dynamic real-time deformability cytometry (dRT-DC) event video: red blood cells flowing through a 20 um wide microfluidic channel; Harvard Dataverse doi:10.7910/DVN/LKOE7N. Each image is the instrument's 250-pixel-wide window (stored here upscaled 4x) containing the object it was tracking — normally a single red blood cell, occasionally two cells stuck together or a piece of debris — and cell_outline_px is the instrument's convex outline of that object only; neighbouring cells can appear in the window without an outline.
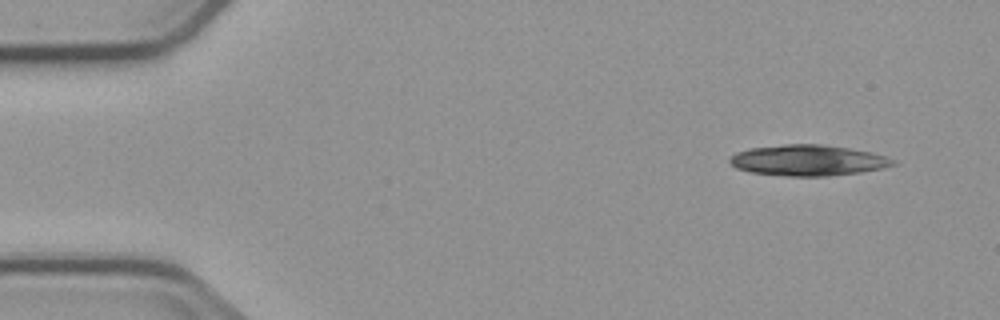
{"species": "common noctule bat (a hibernating species)", "species_latin": "Nyctalus noctula", "temperature_condition": "cold", "stored_images_in_passage": 3, "camera_frame_rate_fps": 3000, "um_per_image_px": 0.085, "animal": {"sex": "male", "body_mass_g": 23.1, "forearm_length_mm": 52.7}, "frame": {"image": 1, "passage_image": 1, "time_ms": 0.0, "image_size_px": [1000, 320], "cell_outline_px": [[896, 164], [880, 168], [860, 172], [828, 176], [788, 176], [752, 172], [736, 168], [728, 160], [736, 152], [752, 148], [784, 144], [820, 144], [848, 148], [872, 152], [888, 156], [896, 160]], "centroid_in_image_um": [68.7, 13.62], "position_along_channel_um": 16.3, "area_um2": 29.19}}